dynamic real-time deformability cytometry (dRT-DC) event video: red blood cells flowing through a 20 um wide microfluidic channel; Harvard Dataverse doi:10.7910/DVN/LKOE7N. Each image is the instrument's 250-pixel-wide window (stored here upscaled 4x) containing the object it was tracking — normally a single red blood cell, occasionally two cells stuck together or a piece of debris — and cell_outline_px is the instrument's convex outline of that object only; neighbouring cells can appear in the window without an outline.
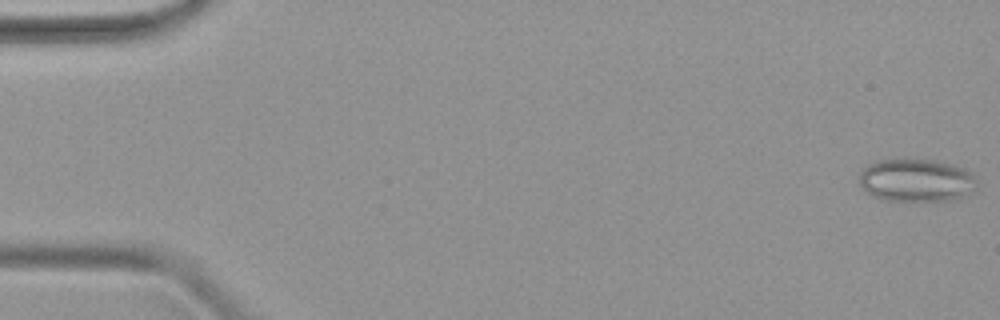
{"species": "common noctule bat (a hibernating species)", "species_latin": "Nyctalus noctula", "temperature_condition": "warm", "stored_images_in_passage": 48, "camera_frame_rate_fps": 3000, "um_per_image_px": 0.085, "animal": {"sex": "female", "body_mass_g": 19.9}, "frame": {"image": 1, "passage_image": 1, "time_ms": 0.0, "image_size_px": [1000, 320], "cell_outline_px": [[976, 180], [960, 196], [944, 200], [884, 200], [868, 192], [860, 184], [860, 172], [868, 164], [876, 160], [904, 156], [936, 160], [952, 164], [964, 168], [972, 172], [976, 176]], "centroid_in_image_um": [77.79, 15.24], "position_along_channel_um": 7.2, "area_um2": 29.3}}
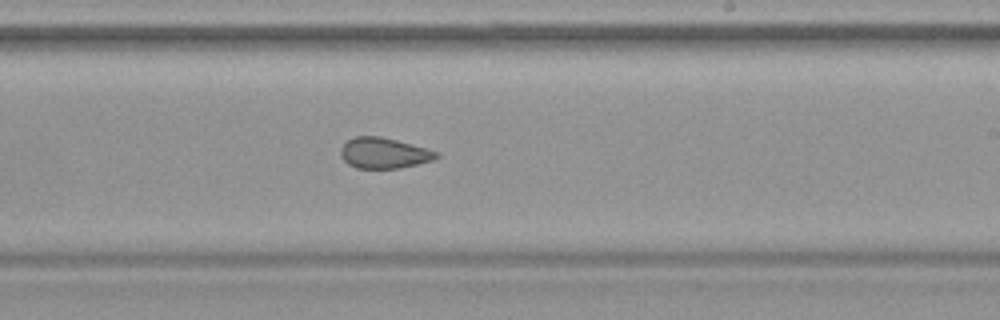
{"frame": {"image": 2, "passage_image": 29, "time_ms": 9.333, "image_size_px": [1000, 320], "cell_outline_px": [[440, 156], [436, 160], [400, 168], [356, 168], [348, 164], [340, 156], [340, 148], [348, 140], [356, 136], [380, 136], [428, 148], [440, 152]], "centroid_in_image_um": [32.68, 13.01], "position_along_channel_um": 256.3, "area_um2": 17.34}}
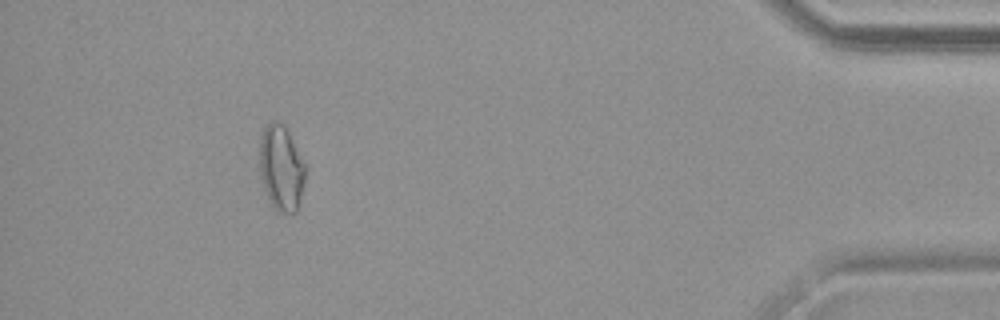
{"frame": {"image": 3, "passage_image": 44, "time_ms": 14.333, "image_size_px": [1000, 320], "cell_outline_px": [[308, 168], [300, 200], [296, 212], [276, 212], [272, 208], [264, 188], [260, 172], [260, 132], [272, 120], [276, 120], [284, 124]], "centroid_in_image_um": [23.92, 14.27], "position_along_channel_um": 411.3, "area_um2": 23.18}}